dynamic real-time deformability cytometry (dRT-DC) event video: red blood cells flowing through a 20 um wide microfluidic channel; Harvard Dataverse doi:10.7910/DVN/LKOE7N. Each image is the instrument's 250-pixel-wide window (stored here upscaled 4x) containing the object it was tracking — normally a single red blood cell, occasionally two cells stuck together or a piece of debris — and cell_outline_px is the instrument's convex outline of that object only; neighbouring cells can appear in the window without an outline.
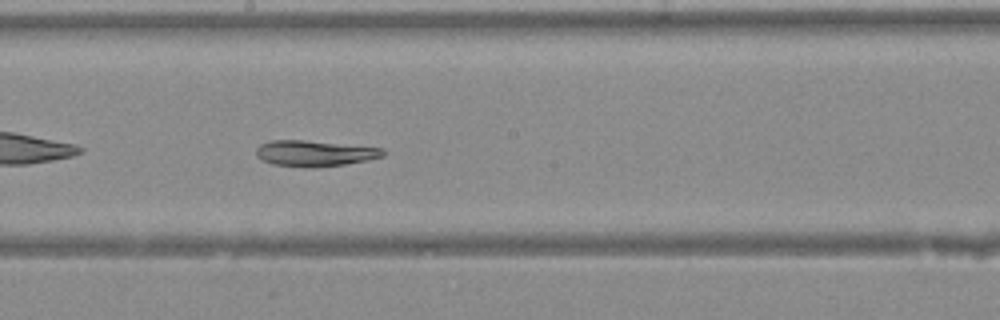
{"species": "Egyptian fruit bat (a non-hibernating species)", "species_latin": "Rousettus aegyptiacus", "temperature_condition": "warm", "stored_images_in_passage": 39, "camera_frame_rate_fps": 3000, "um_per_image_px": 0.085, "animal": {"sex": "female"}, "frame": {"image": 1, "passage_image": 25, "time_ms": 8.0, "image_size_px": [1000, 320], "cell_outline_px": [[384, 156], [368, 160], [344, 164], [312, 168], [308, 168], [272, 164], [256, 156], [256, 148], [260, 144], [268, 140], [304, 140], [384, 148]], "centroid_in_image_um": [26.72, 13.03], "position_along_channel_um": 221.5, "area_um2": 19.19}}
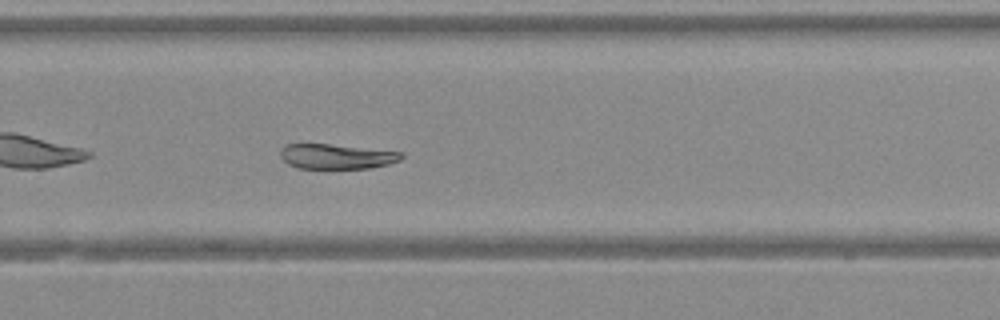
{"frame": {"image": 2, "passage_image": 30, "time_ms": 9.667, "image_size_px": [1000, 320], "cell_outline_px": [[404, 156], [400, 160], [388, 164], [368, 168], [300, 168], [288, 164], [280, 156], [280, 148], [288, 144], [328, 144], [404, 152]], "centroid_in_image_um": [28.61, 13.29], "position_along_channel_um": 301.2, "area_um2": 17.46}}